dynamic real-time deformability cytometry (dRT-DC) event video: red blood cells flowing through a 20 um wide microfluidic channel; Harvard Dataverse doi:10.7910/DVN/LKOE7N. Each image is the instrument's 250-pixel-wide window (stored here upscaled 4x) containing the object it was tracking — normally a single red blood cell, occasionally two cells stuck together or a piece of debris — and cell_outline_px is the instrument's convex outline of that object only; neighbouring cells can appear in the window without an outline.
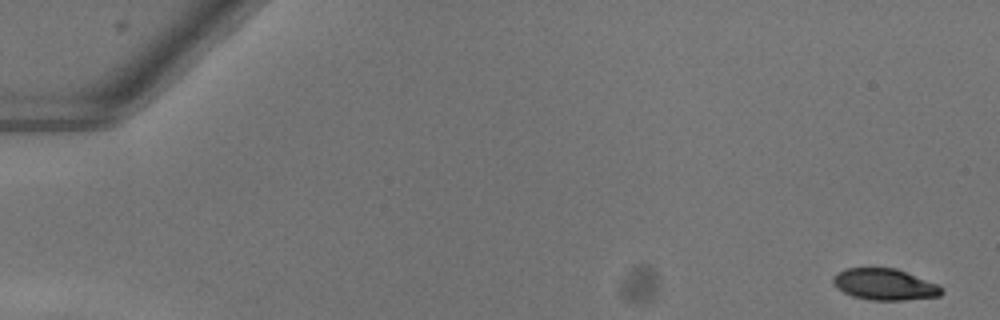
{"species": "common noctule bat (a hibernating species)", "species_latin": "Nyctalus noctula", "temperature_condition": "warm", "stored_images_in_passage": 16, "camera_frame_rate_fps": 3000, "um_per_image_px": 0.085, "animal": {"sex": "female"}, "frame": {"image": 1, "passage_image": 1, "time_ms": 0.0, "image_size_px": [1000, 320], "cell_outline_px": [[944, 292], [940, 296], [904, 300], [868, 300], [852, 296], [836, 288], [832, 280], [844, 268], [896, 268], [940, 284], [944, 288]], "centroid_in_image_um": [75.26, 24.18], "position_along_channel_um": 9.7, "area_um2": 20.0}}
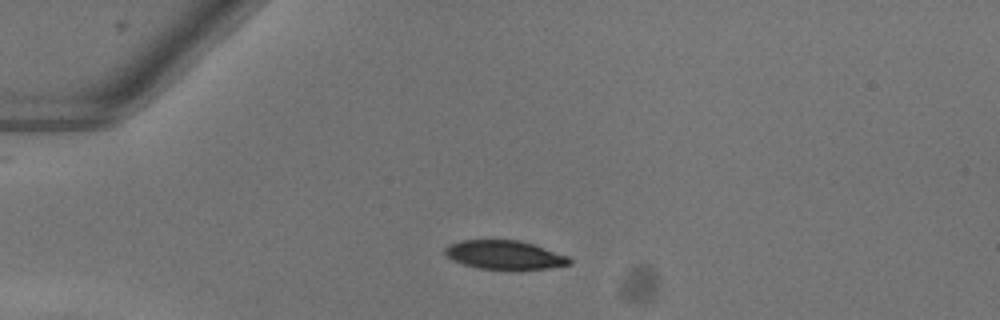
{"frame": {"image": 2, "passage_image": 13, "time_ms": 4.0, "image_size_px": [1000, 320], "cell_outline_px": [[572, 264], [548, 268], [516, 272], [476, 268], [452, 260], [444, 252], [444, 248], [448, 244], [460, 240], [520, 240], [568, 256], [572, 260]], "centroid_in_image_um": [42.89, 21.7], "position_along_channel_um": 42.1, "area_um2": 21.56}}